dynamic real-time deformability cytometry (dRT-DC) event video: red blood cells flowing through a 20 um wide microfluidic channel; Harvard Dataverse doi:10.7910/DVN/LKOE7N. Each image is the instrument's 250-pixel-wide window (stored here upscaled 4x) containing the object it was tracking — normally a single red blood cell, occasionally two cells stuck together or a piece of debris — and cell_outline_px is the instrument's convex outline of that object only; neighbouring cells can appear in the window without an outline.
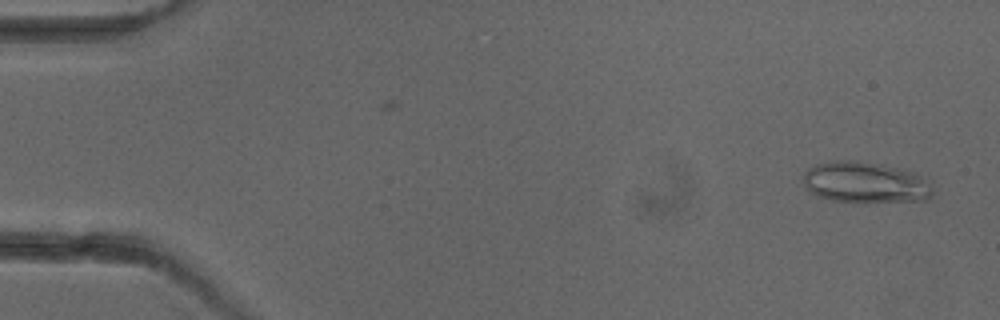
{"species": "common noctule bat (a hibernating species)", "species_latin": "Nyctalus noctula", "temperature_condition": "cold", "stored_images_in_passage": 3, "camera_frame_rate_fps": 3000, "um_per_image_px": 0.085, "animal": {"sex": "female"}, "frame": {"image": 1, "passage_image": 3, "time_ms": 2.333, "image_size_px": [1000, 320], "cell_outline_px": [[932, 196], [928, 200], [832, 200], [816, 196], [804, 188], [804, 172], [808, 168], [816, 164], [836, 160], [856, 160], [880, 164], [912, 172], [928, 180], [932, 188]], "centroid_in_image_um": [73.5, 15.47], "position_along_channel_um": 11.5, "area_um2": 30.35}}